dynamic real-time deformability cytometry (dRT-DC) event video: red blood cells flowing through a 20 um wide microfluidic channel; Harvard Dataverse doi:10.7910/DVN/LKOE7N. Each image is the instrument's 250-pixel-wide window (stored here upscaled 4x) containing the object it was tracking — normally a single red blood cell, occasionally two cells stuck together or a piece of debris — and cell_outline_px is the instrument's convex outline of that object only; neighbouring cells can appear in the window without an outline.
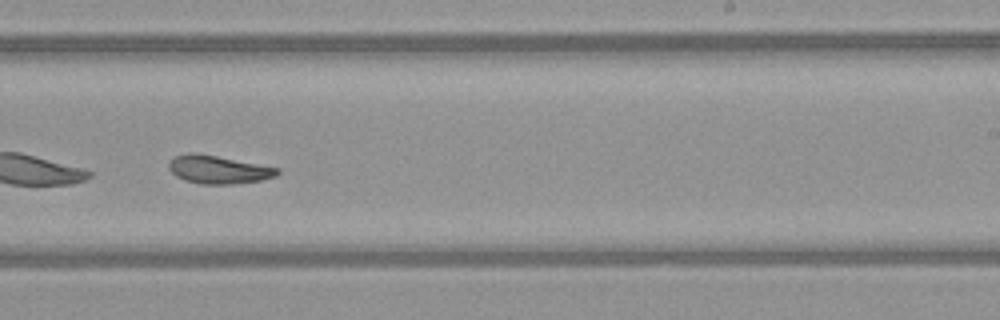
{"species": "common noctule bat (a hibernating species)", "species_latin": "Nyctalus noctula", "temperature_condition": "warm", "stored_images_in_passage": 36, "camera_frame_rate_fps": 3000, "um_per_image_px": 0.085, "animal": {"sex": "female", "body_mass_g": 21.9}, "frame": {"image": 1, "passage_image": 21, "time_ms": 6.667, "image_size_px": [1000, 320], "cell_outline_px": [[280, 172], [276, 176], [260, 180], [236, 184], [200, 184], [184, 180], [176, 176], [168, 168], [168, 164], [176, 156], [188, 152], [196, 152], [280, 168]], "centroid_in_image_um": [18.56, 14.41], "position_along_channel_um": 270.4, "area_um2": 17.8}, "authors_computed_cell_mechanics": {"area_um2": 18.0625, "velocity_mm_per_s": 4.0593, "shape_relaxation_time_tau1_ms": 3.0375, "shape_relaxation_time_tau2_ms": 2.0582, "deformation_change_tau1": 0.1268, "deformation_change_tau2": 0.0673}}